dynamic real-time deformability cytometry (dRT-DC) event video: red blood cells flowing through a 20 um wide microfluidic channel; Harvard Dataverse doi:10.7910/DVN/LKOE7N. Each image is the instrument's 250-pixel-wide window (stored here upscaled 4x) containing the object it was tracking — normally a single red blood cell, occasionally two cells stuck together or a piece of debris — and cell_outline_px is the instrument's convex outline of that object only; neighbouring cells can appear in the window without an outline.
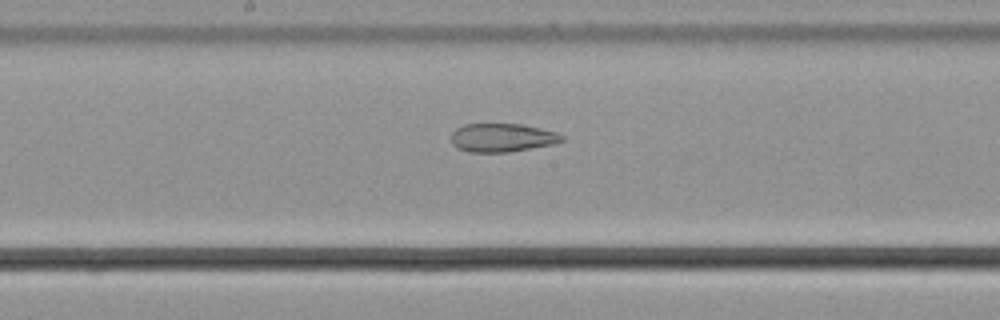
{"species": "common noctule bat (a hibernating species)", "species_latin": "Nyctalus noctula", "temperature_condition": "cold", "stored_images_in_passage": 55, "camera_frame_rate_fps": 3000, "um_per_image_px": 0.085, "animal": {"sex": "male", "body_mass_g": 21.5, "forearm_length_mm": 52.0}, "frame": {"image": 1, "passage_image": 29, "time_ms": 9.333, "image_size_px": [1000, 320], "cell_outline_px": [[564, 140], [552, 144], [508, 152], [468, 152], [456, 148], [452, 144], [452, 132], [456, 128], [464, 124], [524, 124], [556, 132], [564, 136]], "centroid_in_image_um": [42.66, 11.7], "position_along_channel_um": 205.5, "area_um2": 18.38}}
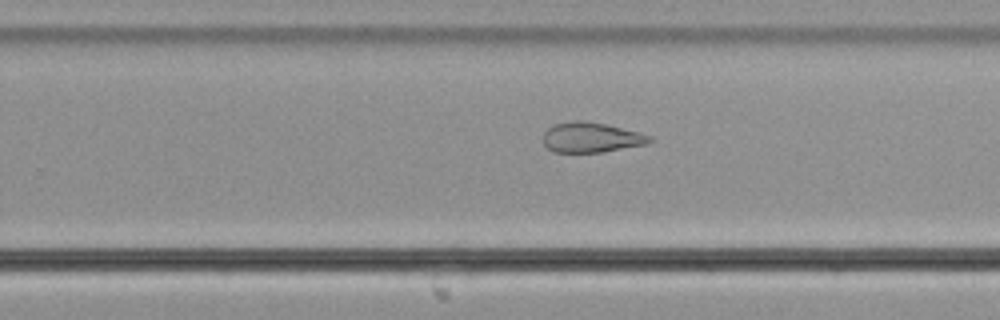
{"frame": {"image": 2, "passage_image": 35, "time_ms": 11.333, "image_size_px": [1000, 320], "cell_outline_px": [[652, 140], [648, 144], [604, 152], [552, 152], [544, 144], [544, 132], [548, 128], [556, 124], [572, 120], [580, 120], [604, 124], [640, 132], [652, 136]], "centroid_in_image_um": [50.27, 11.69], "position_along_channel_um": 279.5, "area_um2": 18.67}}
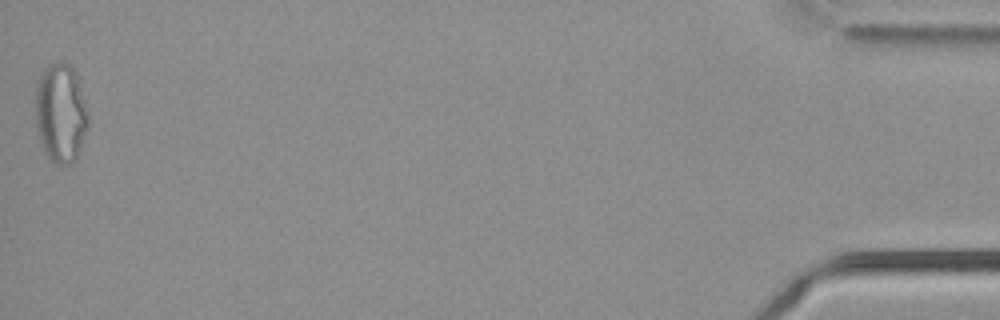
{"frame": {"image": 3, "passage_image": 55, "time_ms": 18.0, "image_size_px": [1000, 320], "cell_outline_px": [[88, 128], [80, 148], [76, 156], [68, 164], [56, 164], [44, 152], [40, 140], [36, 124], [36, 88], [40, 76], [44, 68], [52, 64], [72, 64], [76, 72], [88, 120]], "centroid_in_image_um": [5.14, 9.61], "position_along_channel_um": 430.1, "area_um2": 29.77}, "authors_computed_cell_mechanics": {"area_um2": 26.299, "velocity_mm_per_s": 3.7276, "shape_relaxation_time_tau1_ms": null, "shape_relaxation_time_tau2_ms": 4.7173, "deformation_change_tau1": null, "deformation_change_tau2": 0.1246}}